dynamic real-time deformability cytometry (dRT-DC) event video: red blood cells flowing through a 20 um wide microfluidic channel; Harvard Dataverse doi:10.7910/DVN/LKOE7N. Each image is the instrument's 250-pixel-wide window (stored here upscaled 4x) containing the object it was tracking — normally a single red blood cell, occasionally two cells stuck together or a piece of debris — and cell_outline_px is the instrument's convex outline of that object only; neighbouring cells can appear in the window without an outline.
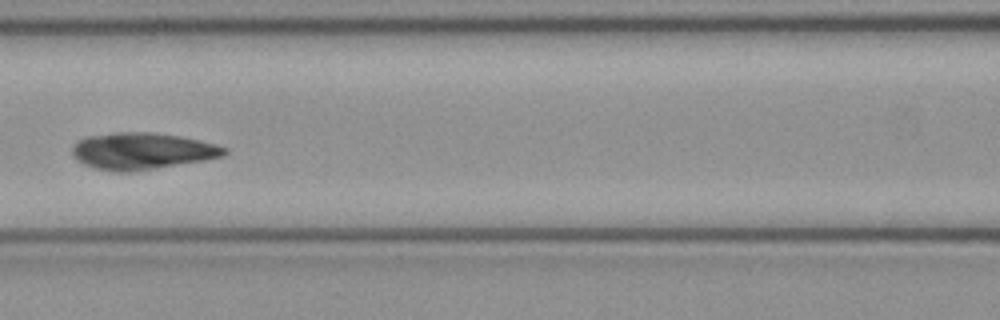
{"species": "common noctule bat (a hibernating species)", "species_latin": "Nyctalus noctula", "temperature_condition": "cold", "stored_images_in_passage": 3, "camera_frame_rate_fps": 3000, "um_per_image_px": 0.085, "animal": {"sex": "female", "body_mass_g": 21.9}, "frame": {"image": 1, "passage_image": 3, "time_ms": 0.667, "image_size_px": [1000, 320], "cell_outline_px": [[228, 152], [224, 156], [204, 160], [132, 172], [116, 172], [96, 168], [84, 164], [76, 160], [72, 156], [72, 144], [76, 140], [88, 136], [116, 132], [152, 132], [180, 136], [200, 140], [216, 144], [228, 148]], "centroid_in_image_um": [12.06, 12.83], "position_along_channel_um": 154.5, "area_um2": 32.77}}